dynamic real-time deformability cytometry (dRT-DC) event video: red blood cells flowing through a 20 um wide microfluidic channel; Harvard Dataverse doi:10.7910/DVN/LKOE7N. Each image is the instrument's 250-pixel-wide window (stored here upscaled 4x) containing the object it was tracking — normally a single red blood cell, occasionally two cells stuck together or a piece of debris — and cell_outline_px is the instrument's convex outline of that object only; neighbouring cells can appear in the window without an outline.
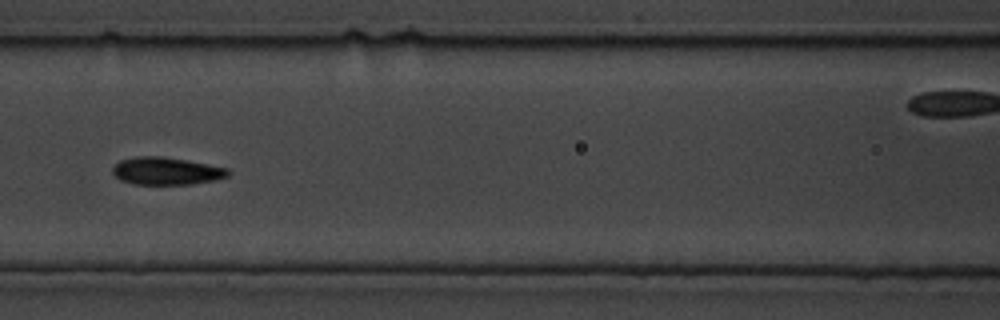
{"species": "common noctule bat (a hibernating species)", "species_latin": "Nyctalus noctula", "temperature_condition": "cold", "stored_images_in_passage": 8, "camera_frame_rate_fps": 3000, "um_per_image_px": 0.085, "animal": {"sex": "male", "body_mass_g": 19.5, "forearm_length_mm": 54.6}, "frame": {"image": 1, "passage_image": 5, "time_ms": 1.333, "image_size_px": [1000, 320], "cell_outline_px": [[232, 172], [228, 176], [216, 180], [192, 184], [136, 184], [120, 180], [112, 172], [112, 168], [120, 160], [136, 156], [160, 156], [208, 164], [228, 168]], "centroid_in_image_um": [14.16, 14.54], "position_along_channel_um": 152.4, "area_um2": 18.5}}
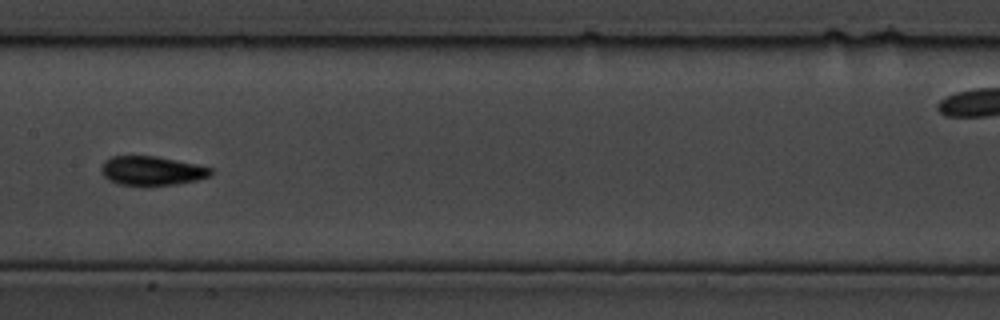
{"frame": {"image": 2, "passage_image": 7, "time_ms": 2.0, "image_size_px": [1000, 320], "cell_outline_px": [[212, 172], [208, 176], [196, 180], [176, 184], [144, 188], [120, 184], [108, 180], [100, 172], [100, 168], [104, 160], [112, 156], [156, 156], [196, 164], [212, 168]], "centroid_in_image_um": [12.84, 14.54], "position_along_channel_um": 194.6, "area_um2": 19.07}}